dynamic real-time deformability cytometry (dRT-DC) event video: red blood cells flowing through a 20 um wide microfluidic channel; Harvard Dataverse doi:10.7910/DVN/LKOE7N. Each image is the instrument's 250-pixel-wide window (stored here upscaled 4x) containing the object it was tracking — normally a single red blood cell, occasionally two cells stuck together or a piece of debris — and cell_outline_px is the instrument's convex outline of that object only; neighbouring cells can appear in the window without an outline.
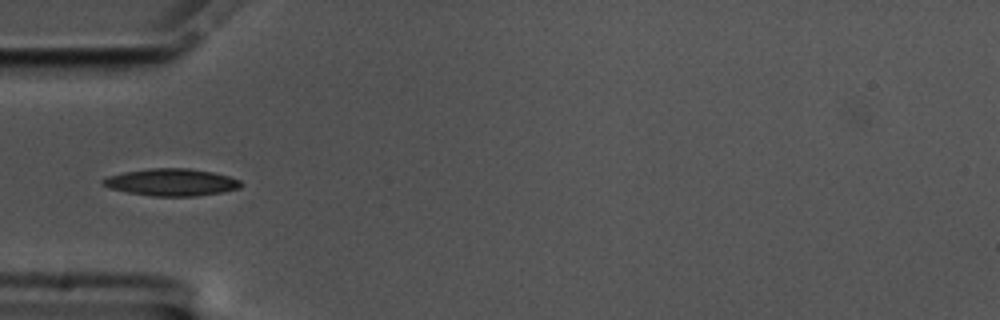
{"species": "common noctule bat (a hibernating species)", "species_latin": "Nyctalus noctula", "temperature_condition": "cold", "stored_images_in_passage": 41, "camera_frame_rate_fps": 3000, "um_per_image_px": 0.085, "animal": {"sex": "male", "body_mass_g": 17.5, "forearm_length_mm": 52.3}, "frame": {"image": 1, "passage_image": 1, "time_ms": 0.0, "image_size_px": [1000, 320], "cell_outline_px": [[244, 184], [240, 188], [224, 192], [196, 196], [152, 196], [128, 192], [112, 188], [100, 184], [100, 180], [108, 176], [124, 172], [152, 168], [188, 168], [212, 172], [228, 176], [240, 180]], "centroid_in_image_um": [14.6, 15.49], "position_along_channel_um": 70.4, "area_um2": 21.85}}
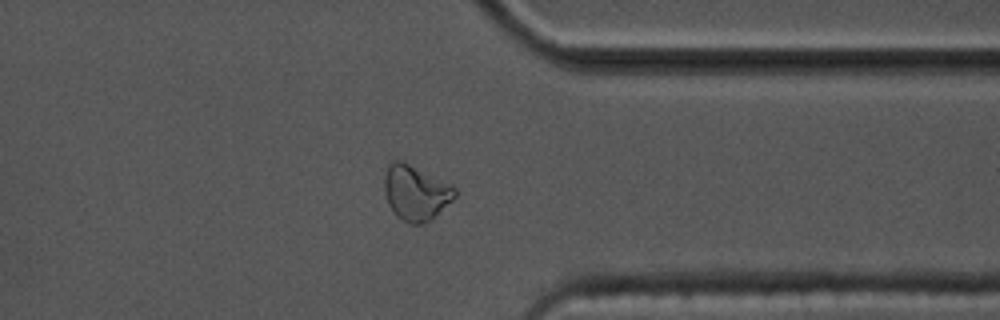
{"frame": {"image": 2, "passage_image": 28, "time_ms": 9.0, "image_size_px": [1000, 320], "cell_outline_px": [[456, 196], [452, 200], [428, 220], [420, 224], [412, 224], [396, 216], [388, 204], [384, 188], [384, 176], [388, 164], [392, 160], [400, 160], [452, 184], [456, 188]], "centroid_in_image_um": [35.31, 16.35], "position_along_channel_um": 376.1, "area_um2": 22.31}}
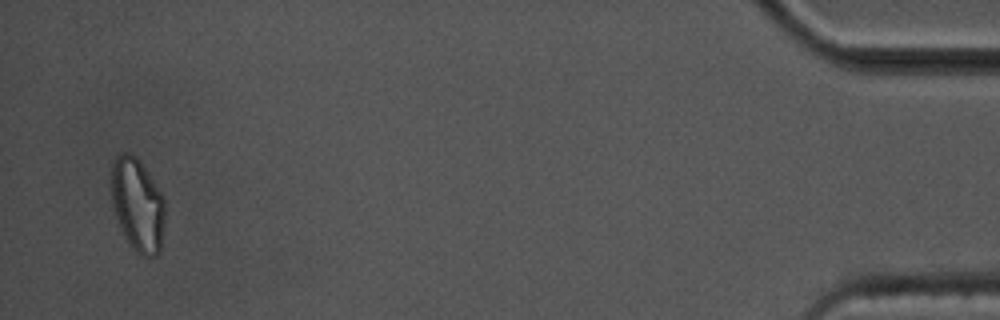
{"frame": {"image": 3, "passage_image": 39, "time_ms": 12.667, "image_size_px": [1000, 320], "cell_outline_px": [[164, 228], [160, 252], [156, 256], [140, 256], [128, 244], [120, 228], [112, 204], [112, 160], [120, 152], [128, 152], [136, 156], [140, 160], [164, 196]], "centroid_in_image_um": [11.7, 17.41], "position_along_channel_um": 423.5, "area_um2": 29.54}, "authors_computed_cell_mechanics": {"area_um2": 20.2878, "velocity_mm_per_s": 3.4484, "shape_relaxation_time_tau1_ms": null, "shape_relaxation_time_tau2_ms": 6.8156, "deformation_change_tau1": null, "deformation_change_tau2": 0.1302}}